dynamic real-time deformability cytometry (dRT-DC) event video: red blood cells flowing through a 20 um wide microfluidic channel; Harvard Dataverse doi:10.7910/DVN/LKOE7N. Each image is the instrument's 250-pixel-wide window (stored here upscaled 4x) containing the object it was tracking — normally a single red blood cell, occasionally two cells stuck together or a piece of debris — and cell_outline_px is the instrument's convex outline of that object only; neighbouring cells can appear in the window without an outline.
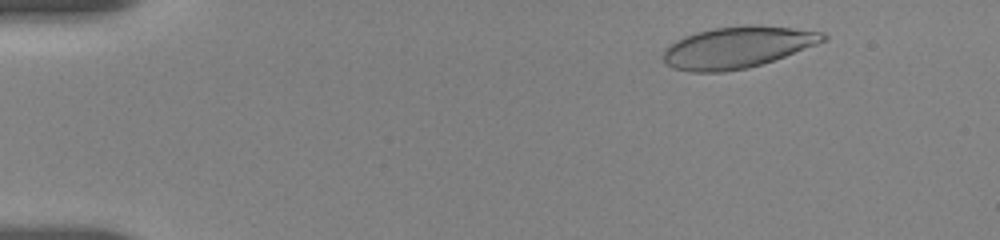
{"species": "human", "species_latin": "Homo sapiens", "temperature_condition": "room temperature", "stored_images_in_passage": 96, "camera_frame_rate_fps": 3000, "um_per_image_px": 0.085, "donor": {"sex": "female"}, "frame": {"image": 1, "passage_image": 9, "time_ms": 1.667, "image_size_px": [1000, 240], "cell_outline_px": [[828, 40], [784, 56], [748, 68], [724, 72], [692, 72], [672, 68], [664, 60], [664, 48], [684, 36], [696, 32], [716, 28], [748, 24], [756, 24], [792, 28], [824, 32], [828, 36]], "centroid_in_image_um": [62.69, 4.01], "position_along_channel_um": 22.3, "area_um2": 38.55}}
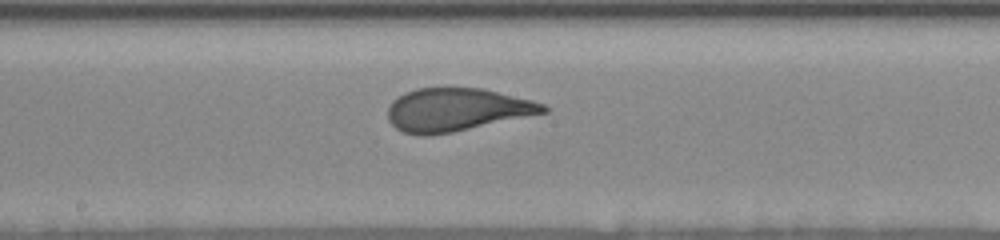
{"frame": {"image": 2, "passage_image": 47, "time_ms": 9.333, "image_size_px": [1000, 240], "cell_outline_px": [[548, 112], [452, 132], [428, 136], [420, 136], [404, 132], [396, 128], [388, 120], [388, 108], [392, 100], [404, 92], [416, 88], [484, 88], [532, 100], [544, 104], [548, 108]], "centroid_in_image_um": [38.79, 9.32], "position_along_channel_um": 209.4, "area_um2": 39.02}}
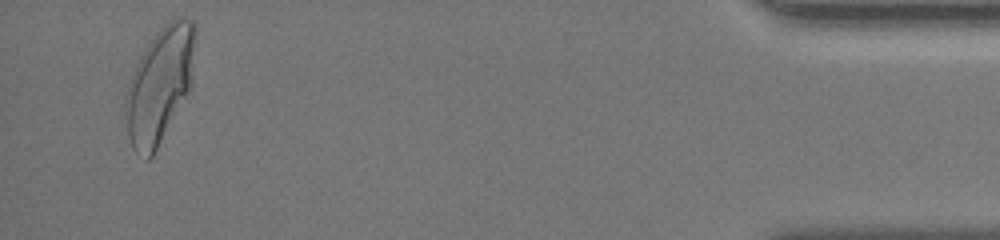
{"frame": {"image": 3, "passage_image": 90, "time_ms": 17.0, "image_size_px": [1000, 240], "cell_outline_px": [[196, 32], [192, 88], [152, 156], [148, 160], [144, 160], [132, 148], [128, 136], [124, 104], [124, 96], [132, 72], [136, 64], [148, 44], [160, 28], [168, 20], [180, 16], [184, 16], [192, 20], [196, 24]], "centroid_in_image_um": [13.6, 7.2], "position_along_channel_um": 421.6, "area_um2": 47.4}, "authors_computed_cell_mechanics": {"area_um2": 39.2462, "velocity_mm_per_s": 3.655, "shape_relaxation_time_tau1_ms": 6.7487, "shape_relaxation_time_tau2_ms": null, "deformation_change_tau1": 0.2156, "deformation_change_tau2": null}}